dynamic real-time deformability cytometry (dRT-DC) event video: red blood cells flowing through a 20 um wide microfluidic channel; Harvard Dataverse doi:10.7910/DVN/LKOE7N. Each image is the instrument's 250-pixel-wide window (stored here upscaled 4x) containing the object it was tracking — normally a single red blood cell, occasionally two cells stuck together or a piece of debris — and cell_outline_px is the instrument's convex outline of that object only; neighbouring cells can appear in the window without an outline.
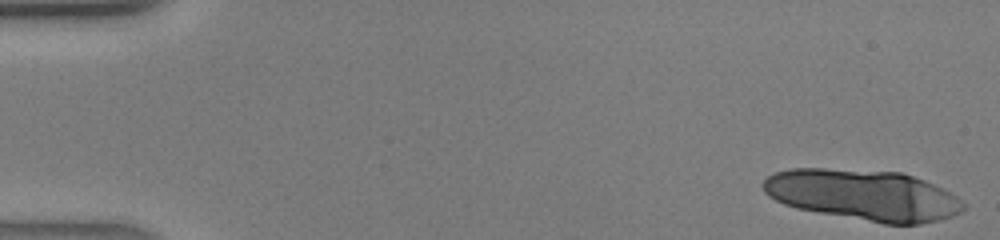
{"species": "human", "species_latin": "Homo sapiens", "temperature_condition": "warm", "stored_images_in_passage": 12, "camera_frame_rate_fps": 3000, "um_per_image_px": 0.085, "donor": {"sex": "male"}, "frame": {"image": 1, "passage_image": 1, "time_ms": 0.0, "image_size_px": [1000, 240], "cell_outline_px": [[964, 208], [960, 212], [952, 216], [940, 220], [920, 224], [884, 224], [796, 208], [784, 204], [768, 196], [764, 192], [764, 180], [768, 176], [776, 172], [792, 168], [824, 168], [900, 172], [924, 180], [956, 196], [964, 204]], "centroid_in_image_um": [73.36, 16.58], "position_along_channel_um": 11.6, "area_um2": 59.01}}